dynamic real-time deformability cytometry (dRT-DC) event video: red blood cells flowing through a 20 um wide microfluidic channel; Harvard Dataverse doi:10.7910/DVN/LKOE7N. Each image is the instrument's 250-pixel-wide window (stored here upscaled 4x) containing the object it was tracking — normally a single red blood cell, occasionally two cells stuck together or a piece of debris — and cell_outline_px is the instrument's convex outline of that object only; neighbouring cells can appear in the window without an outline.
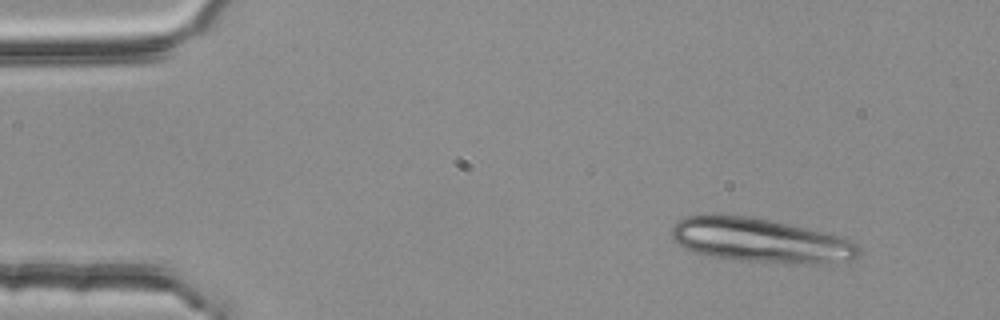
{"species": "common noctule bat (a hibernating species)", "species_latin": "Nyctalus noctula", "temperature_condition": "room temperature", "stored_images_in_passage": 3, "camera_frame_rate_fps": 3000, "um_per_image_px": 0.085, "animal": {"sex": "female", "body_mass_g": 25.1}, "frame": {"image": 1, "passage_image": 1, "time_ms": 0.0, "image_size_px": [1000, 320], "cell_outline_px": [[860, 256], [852, 260], [824, 264], [740, 260], [712, 256], [696, 252], [684, 248], [672, 240], [672, 224], [684, 216], [712, 212], [752, 216], [804, 228], [836, 236], [860, 244]], "centroid_in_image_um": [64.57, 20.4], "position_along_channel_um": 20.4, "area_um2": 48.44}}